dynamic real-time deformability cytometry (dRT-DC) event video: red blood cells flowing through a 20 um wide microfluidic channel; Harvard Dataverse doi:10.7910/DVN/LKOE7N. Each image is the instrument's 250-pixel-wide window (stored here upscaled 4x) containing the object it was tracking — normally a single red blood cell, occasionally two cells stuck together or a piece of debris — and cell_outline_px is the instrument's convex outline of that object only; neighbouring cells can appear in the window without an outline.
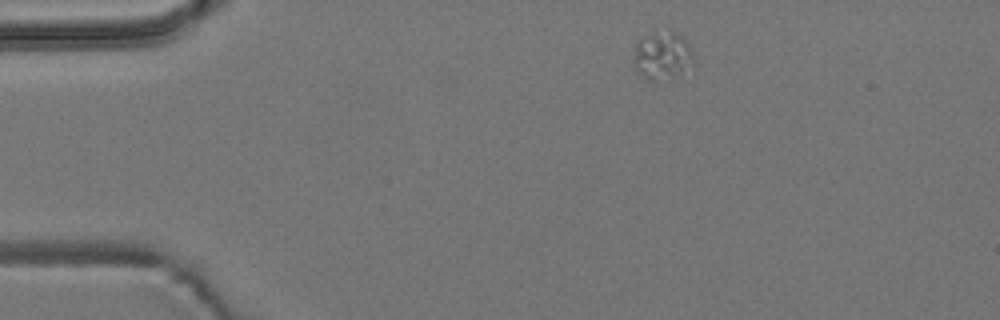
{"species": "common noctule bat (a hibernating species)", "species_latin": "Nyctalus noctula", "temperature_condition": "room temperature", "stored_images_in_passage": 3, "camera_frame_rate_fps": 3000, "um_per_image_px": 0.085, "animal": {"sex": "male", "body_mass_g": 19.2, "forearm_length_mm": 51.8}, "frame": {"image": 1, "passage_image": 1, "time_ms": 0.0, "image_size_px": [1000, 320], "cell_outline_px": [[692, 60], [680, 76], [652, 80], [648, 80], [636, 72], [632, 60], [636, 40], [640, 36], [652, 32], [672, 32], [684, 36], [692, 52]], "centroid_in_image_um": [56.22, 4.71], "position_along_channel_um": 28.8, "area_um2": 16.88}}